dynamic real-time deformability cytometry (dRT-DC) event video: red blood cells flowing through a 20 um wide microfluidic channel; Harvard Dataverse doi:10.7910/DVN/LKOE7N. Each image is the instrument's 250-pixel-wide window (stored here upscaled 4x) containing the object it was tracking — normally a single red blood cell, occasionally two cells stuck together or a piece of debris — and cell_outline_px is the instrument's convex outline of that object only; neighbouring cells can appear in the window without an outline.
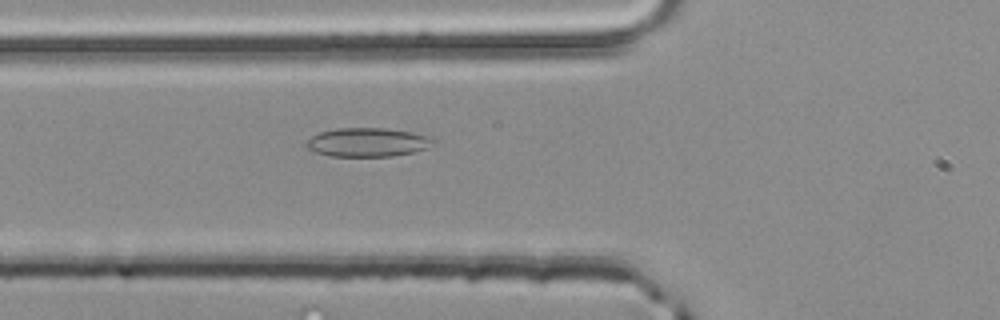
{"species": "common noctule bat (a hibernating species)", "species_latin": "Nyctalus noctula", "temperature_condition": "room temperature", "stored_images_in_passage": 30, "camera_frame_rate_fps": 3000, "um_per_image_px": 0.085, "animal": {"sex": "male", "body_mass_g": 20.4}, "frame": {"image": 1, "passage_image": 5, "time_ms": 1.333, "image_size_px": [1000, 320], "cell_outline_px": [[436, 140], [424, 148], [412, 152], [392, 156], [332, 156], [316, 152], [308, 148], [304, 144], [312, 136], [320, 132], [336, 128], [384, 128], [412, 132], [428, 136]], "centroid_in_image_um": [31.21, 12.08], "position_along_channel_um": 94.6, "area_um2": 21.04}}
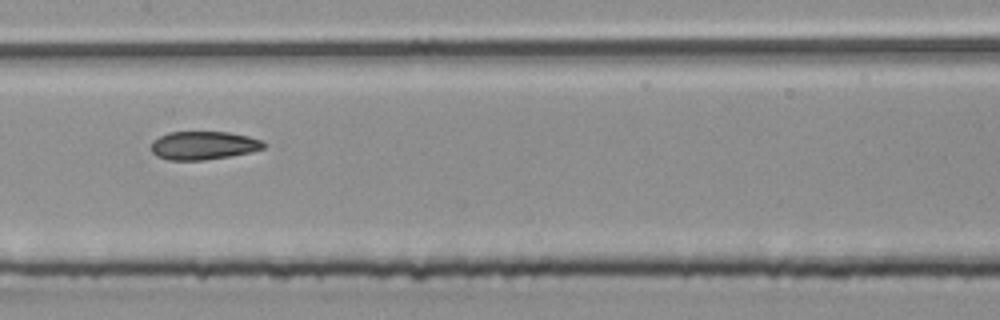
{"frame": {"image": 2, "passage_image": 12, "time_ms": 3.667, "image_size_px": [1000, 320], "cell_outline_px": [[268, 144], [264, 148], [252, 152], [204, 160], [168, 160], [156, 156], [152, 152], [152, 140], [168, 132], [228, 132], [248, 136], [264, 140]], "centroid_in_image_um": [17.32, 12.36], "position_along_channel_um": 190.1, "area_um2": 18.73}}
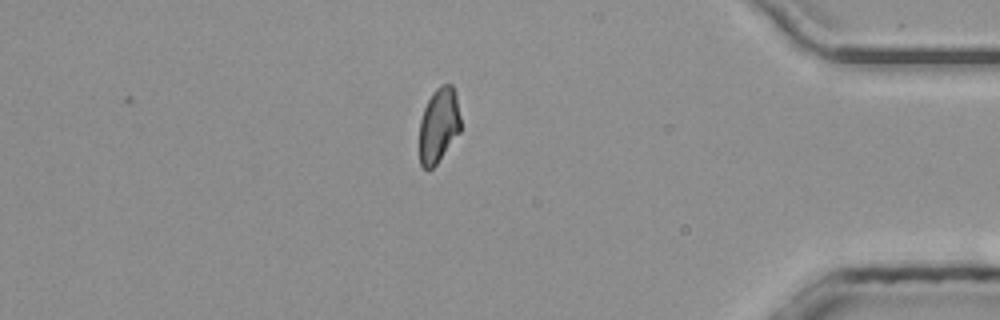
{"frame": {"image": 3, "passage_image": 30, "time_ms": 9.667, "image_size_px": [1000, 320], "cell_outline_px": [[460, 132], [436, 164], [428, 172], [420, 164], [420, 120], [424, 108], [432, 92], [440, 84], [452, 84], [456, 96], [460, 116]], "centroid_in_image_um": [37.28, 10.64], "position_along_channel_um": 397.9, "area_um2": 17.98}, "authors_computed_cell_mechanics": {"area_um2": 19.074, "velocity_mm_per_s": 4.0638, "shape_relaxation_time_tau1_ms": null, "shape_relaxation_time_tau2_ms": 2.5999, "deformation_change_tau1": null, "deformation_change_tau2": 0.0874}}